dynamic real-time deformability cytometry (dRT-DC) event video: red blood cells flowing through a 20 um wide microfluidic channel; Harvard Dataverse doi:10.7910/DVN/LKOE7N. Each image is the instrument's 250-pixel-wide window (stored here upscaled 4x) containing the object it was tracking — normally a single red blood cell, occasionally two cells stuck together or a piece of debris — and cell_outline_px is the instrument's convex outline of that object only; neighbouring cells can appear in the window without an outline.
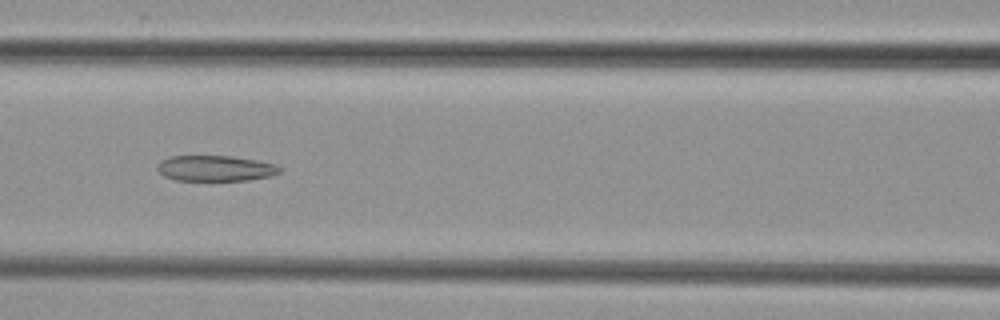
{"species": "common noctule bat (a hibernating species)", "species_latin": "Nyctalus noctula", "temperature_condition": "cold", "stored_images_in_passage": 7, "camera_frame_rate_fps": 3000, "um_per_image_px": 0.085, "animal": {"sex": "female", "body_mass_g": 29.2, "forearm_length_mm": 56.3}, "frame": {"image": 1, "passage_image": 6, "time_ms": 6.667, "image_size_px": [1000, 320], "cell_outline_px": [[280, 172], [272, 176], [248, 180], [176, 180], [164, 176], [156, 168], [160, 160], [172, 156], [232, 156], [256, 160], [276, 164], [280, 168]], "centroid_in_image_um": [18.31, 14.3], "position_along_channel_um": 148.3, "area_um2": 18.26}}
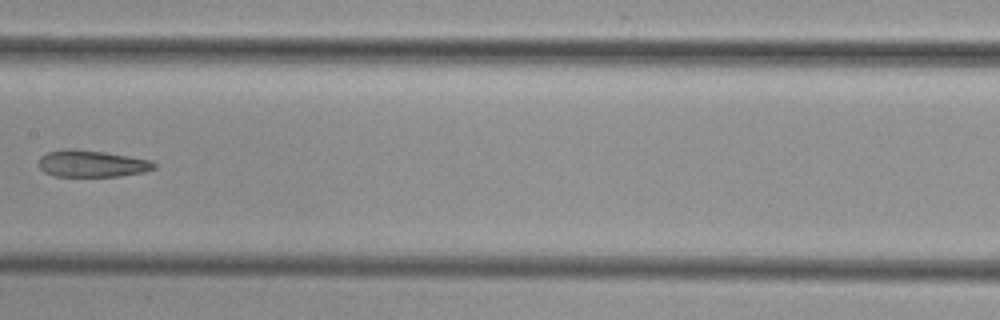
{"frame": {"image": 2, "passage_image": 7, "time_ms": 8.0, "image_size_px": [1000, 320], "cell_outline_px": [[156, 168], [144, 172], [120, 176], [56, 176], [44, 172], [36, 164], [40, 156], [48, 152], [64, 148], [76, 148], [104, 152], [152, 160], [156, 164]], "centroid_in_image_um": [7.78, 13.9], "position_along_channel_um": 199.6, "area_um2": 18.26}}